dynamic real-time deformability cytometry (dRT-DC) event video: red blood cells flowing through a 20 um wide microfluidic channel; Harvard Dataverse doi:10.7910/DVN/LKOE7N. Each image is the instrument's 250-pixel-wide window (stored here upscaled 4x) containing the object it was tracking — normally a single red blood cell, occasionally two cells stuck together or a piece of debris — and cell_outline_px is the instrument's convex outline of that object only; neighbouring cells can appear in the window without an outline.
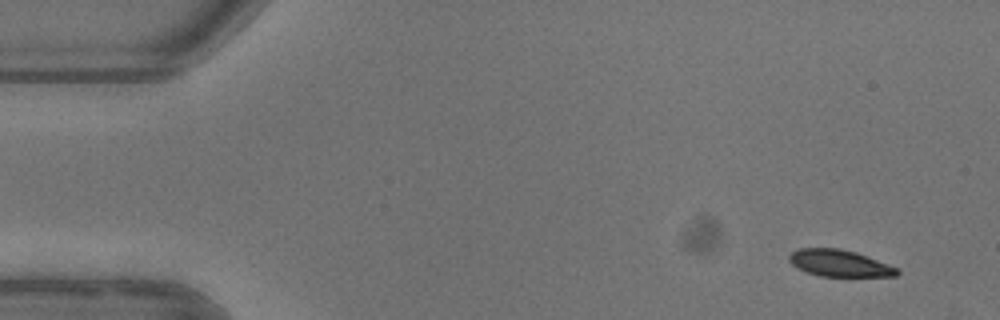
{"species": "common noctule bat (a hibernating species)", "species_latin": "Nyctalus noctula", "temperature_condition": "warm", "stored_images_in_passage": 4, "camera_frame_rate_fps": 3000, "um_per_image_px": 0.085, "animal": {"sex": "female"}, "frame": {"image": 1, "passage_image": 1, "time_ms": 0.0, "image_size_px": [1000, 320], "cell_outline_px": [[900, 272], [896, 276], [820, 276], [796, 268], [788, 260], [788, 256], [796, 248], [840, 248], [856, 252], [888, 264], [896, 268]], "centroid_in_image_um": [71.31, 22.36], "position_along_channel_um": 13.7, "area_um2": 16.76}}
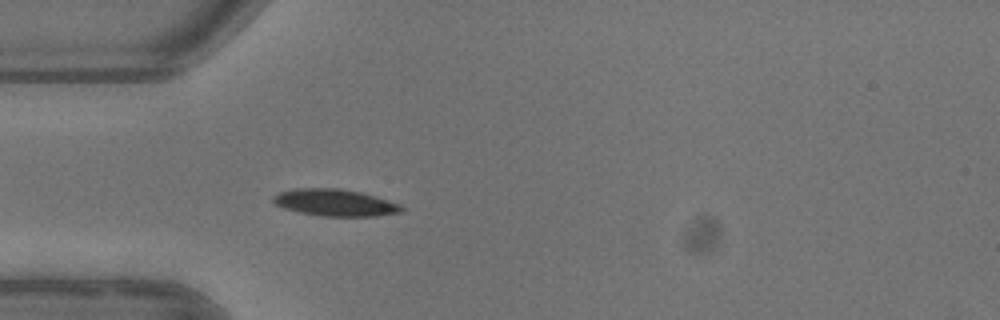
{"frame": {"image": 2, "passage_image": 4, "time_ms": 4.0, "image_size_px": [1000, 320], "cell_outline_px": [[404, 208], [400, 212], [376, 216], [320, 216], [300, 212], [284, 208], [276, 204], [272, 200], [272, 196], [280, 192], [296, 188], [340, 188], [360, 192], [400, 204]], "centroid_in_image_um": [28.45, 17.22], "position_along_channel_um": 56.5, "area_um2": 19.94}}